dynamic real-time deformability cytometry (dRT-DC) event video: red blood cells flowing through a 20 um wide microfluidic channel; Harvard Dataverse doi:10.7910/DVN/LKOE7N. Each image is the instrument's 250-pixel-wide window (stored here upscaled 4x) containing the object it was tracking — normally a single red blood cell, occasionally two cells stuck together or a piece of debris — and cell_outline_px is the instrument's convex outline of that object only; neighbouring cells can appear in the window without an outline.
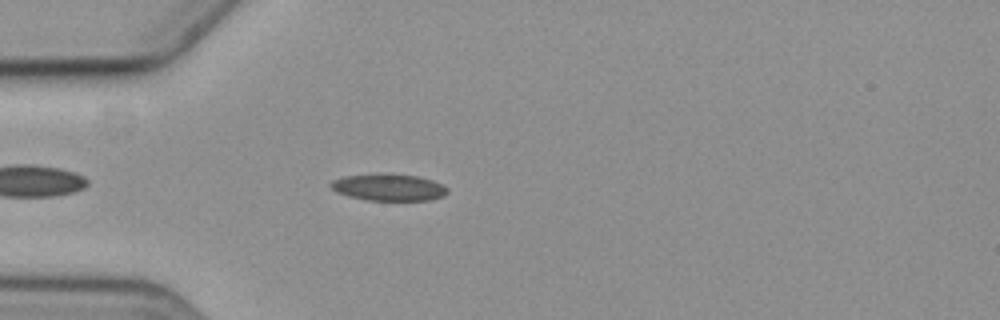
{"species": "common noctule bat (a hibernating species)", "species_latin": "Nyctalus noctula", "temperature_condition": "cold", "stored_images_in_passage": 4, "camera_frame_rate_fps": 3000, "um_per_image_px": 0.085, "animal": {"sex": "female", "body_mass_g": 19.3, "forearm_length_mm": 54.1}, "frame": {"image": 1, "passage_image": 4, "time_ms": 4.667, "image_size_px": [1000, 320], "cell_outline_px": [[448, 192], [444, 196], [428, 200], [368, 200], [348, 196], [332, 188], [332, 180], [344, 176], [380, 172], [416, 176], [432, 180], [448, 188]], "centroid_in_image_um": [33.06, 15.9], "position_along_channel_um": 51.9, "area_um2": 18.21}}